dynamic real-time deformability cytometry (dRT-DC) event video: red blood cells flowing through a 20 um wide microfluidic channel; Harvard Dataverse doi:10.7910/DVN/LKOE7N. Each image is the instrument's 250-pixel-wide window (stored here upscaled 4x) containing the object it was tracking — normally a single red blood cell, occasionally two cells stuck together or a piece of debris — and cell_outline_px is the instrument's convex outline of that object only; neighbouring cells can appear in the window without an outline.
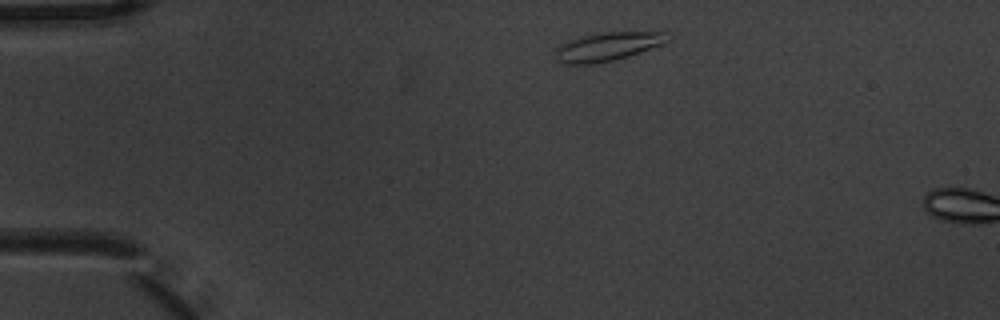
{"species": "common noctule bat (a hibernating species)", "species_latin": "Nyctalus noctula", "temperature_condition": "warm", "stored_images_in_passage": 2, "camera_frame_rate_fps": 3000, "um_per_image_px": 0.085, "animal": {"sex": "male", "body_mass_g": 20.1, "forearm_length_mm": 53.5}, "frame": {"image": 1, "passage_image": 1, "time_ms": 0.0, "image_size_px": [1000, 320], "cell_outline_px": [[668, 40], [660, 44], [640, 52], [628, 56], [612, 60], [588, 64], [568, 64], [556, 60], [556, 48], [580, 36], [604, 32], [668, 32]], "centroid_in_image_um": [51.64, 3.95], "position_along_channel_um": 33.4, "area_um2": 18.15}}